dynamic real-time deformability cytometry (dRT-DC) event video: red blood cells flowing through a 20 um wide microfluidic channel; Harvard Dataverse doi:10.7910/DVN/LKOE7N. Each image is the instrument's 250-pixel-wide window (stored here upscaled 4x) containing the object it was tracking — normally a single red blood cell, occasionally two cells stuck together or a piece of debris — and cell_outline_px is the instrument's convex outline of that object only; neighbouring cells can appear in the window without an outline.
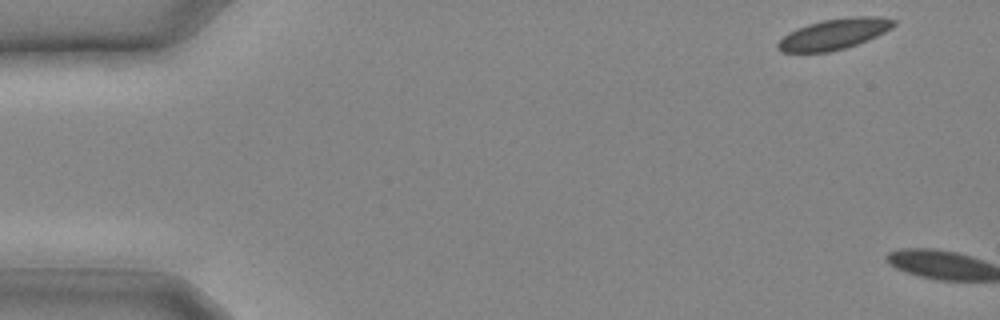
{"species": "common noctule bat (a hibernating species)", "species_latin": "Nyctalus noctula", "temperature_condition": "cold", "stored_images_in_passage": 2, "camera_frame_rate_fps": 3000, "um_per_image_px": 0.085, "animal": {"sex": "male", "body_mass_g": 20.4}, "frame": {"image": 1, "passage_image": 1, "time_ms": 0.0, "image_size_px": [1000, 320], "cell_outline_px": [[896, 24], [892, 28], [868, 40], [844, 48], [828, 52], [780, 52], [776, 48], [776, 44], [788, 32], [796, 28], [808, 24], [824, 20], [852, 16], [876, 16], [896, 20]], "centroid_in_image_um": [70.88, 2.89], "position_along_channel_um": 14.1, "area_um2": 20.69}}